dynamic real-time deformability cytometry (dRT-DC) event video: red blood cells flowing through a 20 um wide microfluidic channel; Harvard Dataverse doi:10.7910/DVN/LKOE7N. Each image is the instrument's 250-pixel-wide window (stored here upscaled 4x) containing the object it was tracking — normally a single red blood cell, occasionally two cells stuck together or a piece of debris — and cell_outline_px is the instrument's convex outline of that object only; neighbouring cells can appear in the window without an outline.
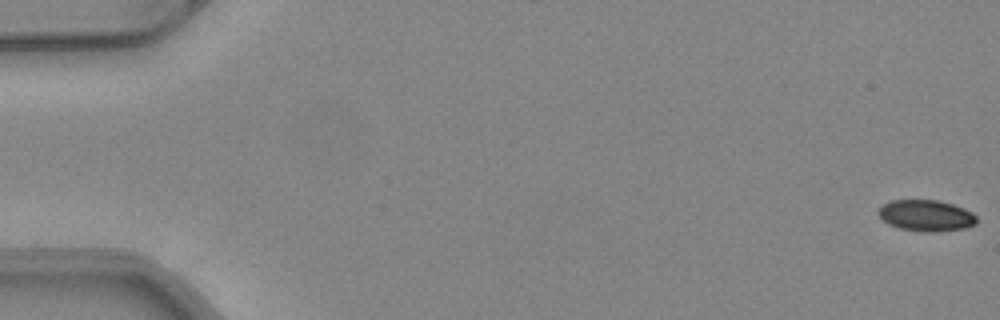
{"species": "common noctule bat (a hibernating species)", "species_latin": "Nyctalus noctula", "temperature_condition": "warm", "stored_images_in_passage": 51, "camera_frame_rate_fps": 3000, "um_per_image_px": 0.085, "animal": {"sex": "female", "body_mass_g": 24.6, "forearm_length_mm": 56.2}, "frame": {"image": 1, "passage_image": 1, "time_ms": 0.0, "image_size_px": [1000, 320], "cell_outline_px": [[976, 224], [964, 228], [932, 232], [920, 232], [900, 228], [888, 224], [880, 216], [880, 204], [892, 200], [936, 200], [952, 204], [964, 208], [972, 212], [976, 216]], "centroid_in_image_um": [78.72, 18.32], "position_along_channel_um": 6.3, "area_um2": 17.8}}
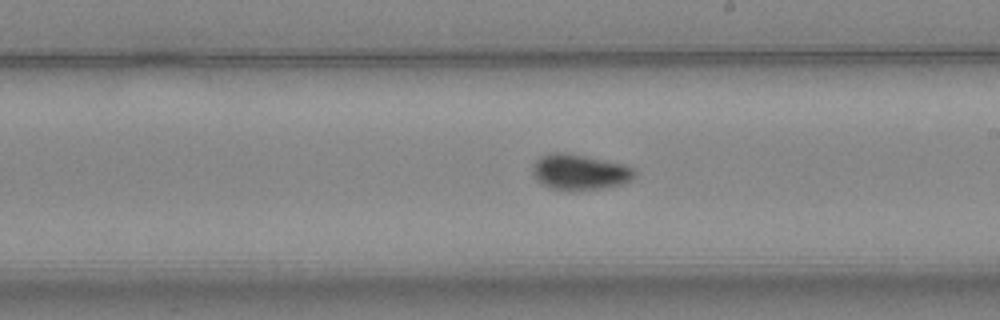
{"frame": {"image": 2, "passage_image": 30, "time_ms": 9.667, "image_size_px": [1000, 320], "cell_outline_px": [[636, 176], [632, 180], [624, 184], [604, 188], [580, 192], [564, 192], [540, 184], [536, 180], [532, 172], [532, 168], [536, 160], [540, 156], [552, 152], [564, 152], [584, 156], [620, 164], [632, 168], [636, 172]], "centroid_in_image_um": [49.24, 14.67], "position_along_channel_um": 239.8, "area_um2": 21.62}}
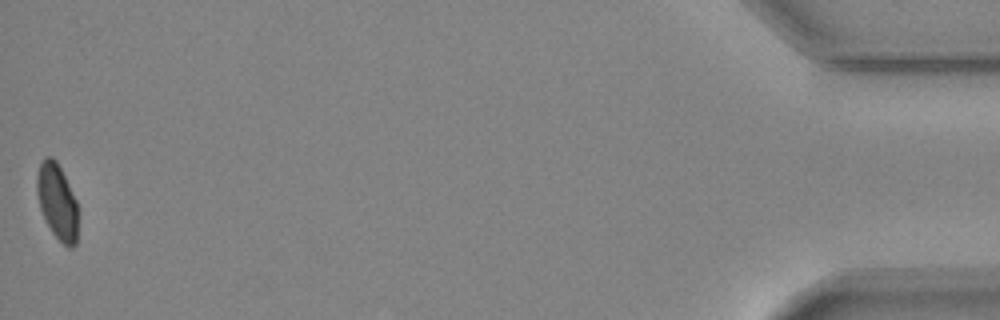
{"frame": {"image": 3, "passage_image": 51, "time_ms": 16.667, "image_size_px": [1000, 320], "cell_outline_px": [[76, 244], [72, 248], [68, 248], [52, 232], [44, 220], [40, 208], [36, 192], [36, 176], [40, 160], [44, 156], [52, 156], [56, 160], [76, 200]], "centroid_in_image_um": [4.81, 17.1], "position_along_channel_um": 430.4, "area_um2": 18.03}, "authors_computed_cell_mechanics": {"area_um2": 19.652, "velocity_mm_per_s": 4.121, "shape_relaxation_time_tau1_ms": null, "shape_relaxation_time_tau2_ms": 1.3067, "deformation_change_tau1": null, "deformation_change_tau2": 0.0412}}